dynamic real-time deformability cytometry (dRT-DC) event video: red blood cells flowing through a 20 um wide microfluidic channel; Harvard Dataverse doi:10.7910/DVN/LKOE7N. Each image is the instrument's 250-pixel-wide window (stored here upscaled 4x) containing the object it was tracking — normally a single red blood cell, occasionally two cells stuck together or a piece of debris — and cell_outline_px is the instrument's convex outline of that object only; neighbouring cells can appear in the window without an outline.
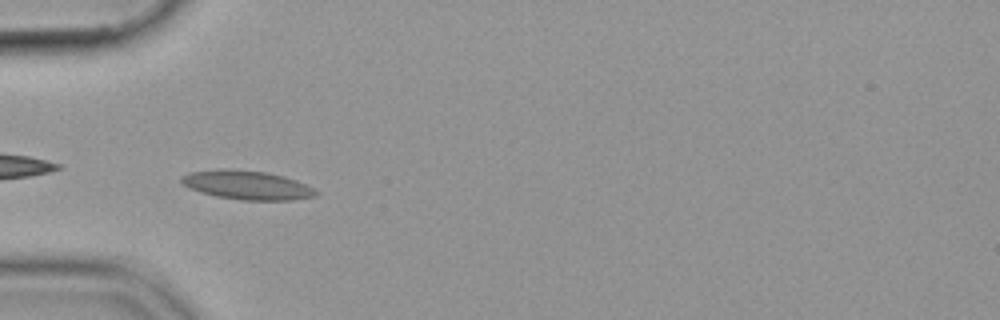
{"species": "common noctule bat (a hibernating species)", "species_latin": "Nyctalus noctula", "temperature_condition": "cold", "stored_images_in_passage": 39, "camera_frame_rate_fps": 3000, "um_per_image_px": 0.085, "animal": {"sex": "female", "body_mass_g": 19.9}, "frame": {"image": 1, "passage_image": 2, "time_ms": 0.333, "image_size_px": [1000, 320], "cell_outline_px": [[320, 192], [316, 196], [292, 200], [240, 200], [216, 196], [200, 192], [188, 188], [180, 180], [180, 176], [192, 172], [220, 168], [224, 168], [268, 172], [284, 176], [296, 180]], "centroid_in_image_um": [20.99, 15.73], "position_along_channel_um": 64.0, "area_um2": 22.77}}
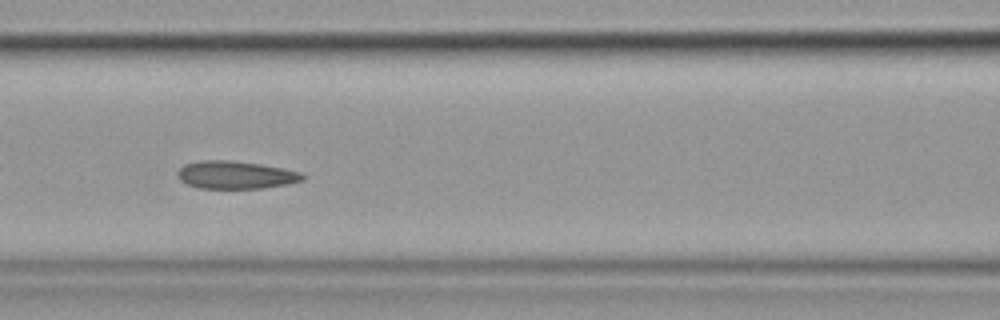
{"frame": {"image": 2, "passage_image": 9, "time_ms": 2.667, "image_size_px": [1000, 320], "cell_outline_px": [[308, 176], [304, 180], [288, 184], [264, 188], [200, 188], [188, 184], [180, 180], [176, 176], [176, 172], [184, 164], [200, 160], [228, 160], [260, 164], [300, 172]], "centroid_in_image_um": [20.02, 14.87], "position_along_channel_um": 146.6, "area_um2": 20.29}}
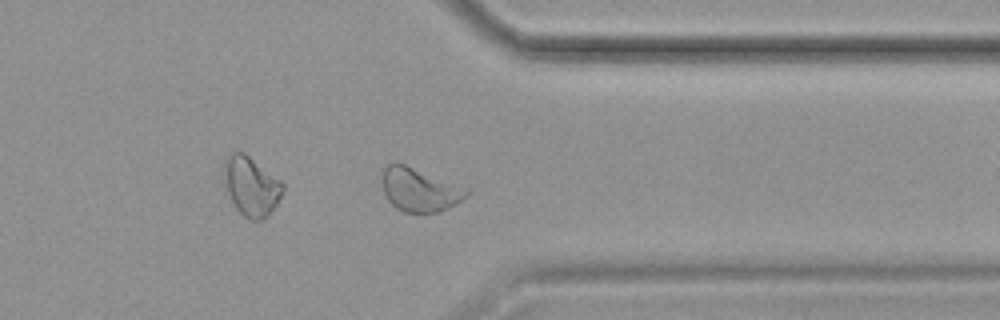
{"frame": {"image": 3, "passage_image": 28, "time_ms": 9.0, "image_size_px": [1000, 320], "cell_outline_px": [[472, 192], [468, 196], [448, 208], [440, 212], [404, 212], [396, 208], [388, 200], [384, 192], [380, 176], [384, 168], [388, 164], [396, 160], [468, 188]], "centroid_in_image_um": [35.65, 16.09], "position_along_channel_um": 375.7, "area_um2": 21.85}}